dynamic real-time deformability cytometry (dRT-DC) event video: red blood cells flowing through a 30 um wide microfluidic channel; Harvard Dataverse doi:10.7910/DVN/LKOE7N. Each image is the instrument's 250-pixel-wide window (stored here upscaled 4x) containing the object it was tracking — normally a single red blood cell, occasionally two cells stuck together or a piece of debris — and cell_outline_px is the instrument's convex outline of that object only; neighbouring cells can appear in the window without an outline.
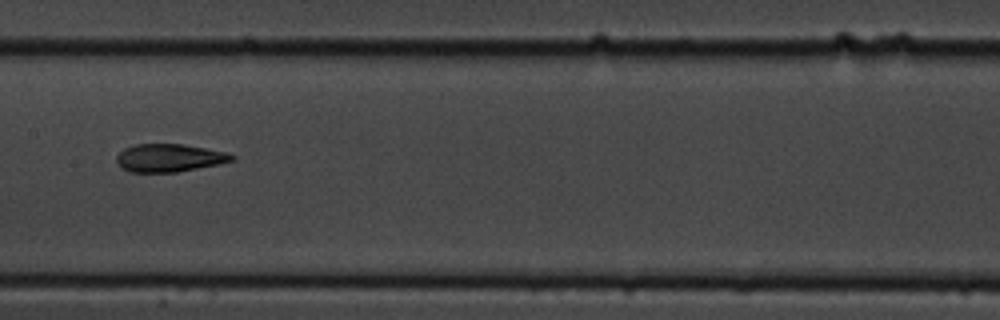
{"species": "common noctule bat (a hibernating species)", "species_latin": "Nyctalus noctula", "temperature_condition": "cold", "stored_images_in_passage": 14, "camera_frame_rate_fps": 3000, "um_per_image_px": 0.085, "animal": {"sex": "male", "body_mass_g": 19.5, "forearm_length_mm": 54.6}, "frame": {"image": 1, "passage_image": 7, "time_ms": 8.0, "image_size_px": [1000, 320], "cell_outline_px": [[236, 160], [176, 172], [132, 172], [124, 168], [116, 160], [116, 156], [124, 148], [136, 144], [184, 144], [224, 152], [236, 156]], "centroid_in_image_um": [14.38, 13.41], "position_along_channel_um": 193.0, "area_um2": 18.44}}
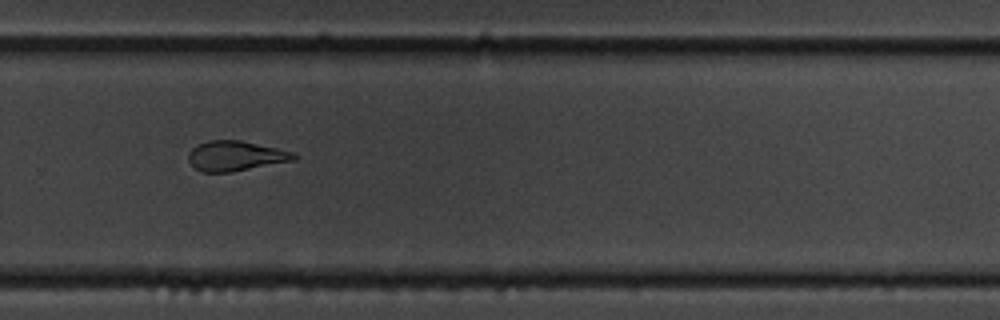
{"frame": {"image": 2, "passage_image": 10, "time_ms": 11.333, "image_size_px": [1000, 320], "cell_outline_px": [[296, 160], [232, 172], [200, 172], [188, 160], [188, 152], [192, 148], [208, 140], [240, 140], [276, 148], [292, 152], [296, 156]], "centroid_in_image_um": [20.0, 13.26], "position_along_channel_um": 309.8, "area_um2": 18.32}}
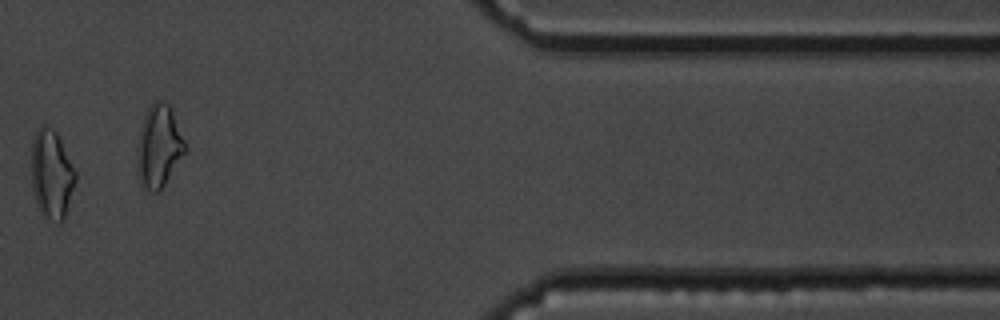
{"frame": {"image": 3, "passage_image": 12, "time_ms": 14.667, "image_size_px": [1000, 320], "cell_outline_px": [[76, 180], [64, 220], [60, 224], [44, 220], [40, 212], [32, 188], [32, 140], [36, 132], [44, 124], [52, 128], [56, 132], [76, 168]], "centroid_in_image_um": [4.41, 14.87], "position_along_channel_um": 407.0, "area_um2": 23.18}, "authors_computed_cell_mechanics": {"area_um2": 19.8832, "velocity_mm_per_s": 3.5313, "shape_relaxation_time_tau1_ms": 3.8511, "shape_relaxation_time_tau2_ms": 2.0516, "deformation_change_tau1": 0.1386, "deformation_change_tau2": 0.0835}}